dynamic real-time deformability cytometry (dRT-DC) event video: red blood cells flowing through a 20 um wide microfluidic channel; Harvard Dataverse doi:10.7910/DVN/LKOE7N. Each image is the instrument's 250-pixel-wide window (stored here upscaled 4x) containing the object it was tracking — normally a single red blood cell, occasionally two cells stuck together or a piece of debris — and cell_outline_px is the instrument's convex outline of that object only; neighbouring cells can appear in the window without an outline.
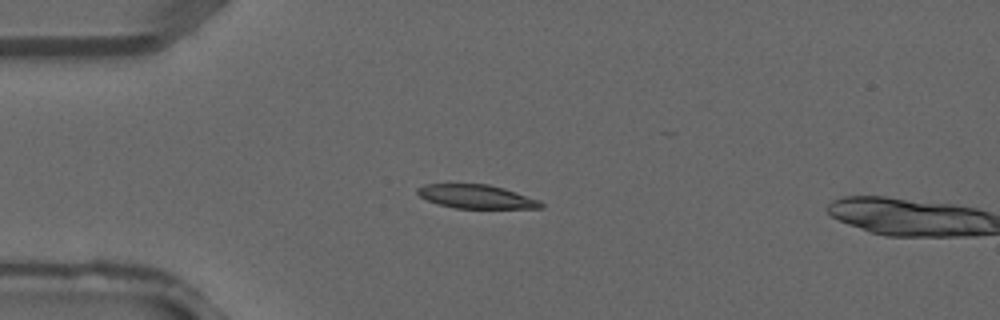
{"species": "common noctule bat (a hibernating species)", "species_latin": "Nyctalus noctula", "temperature_condition": "warm", "stored_images_in_passage": 3, "camera_frame_rate_fps": 3000, "um_per_image_px": 0.085, "animal": {"sex": "male", "forearm_length_mm": 52.5}, "frame": {"image": 1, "passage_image": 2, "time_ms": 0.333, "image_size_px": [1000, 320], "cell_outline_px": [[544, 208], [456, 208], [436, 204], [420, 196], [416, 192], [416, 188], [424, 184], [488, 184], [504, 188], [540, 200], [544, 204]], "centroid_in_image_um": [40.49, 16.71], "position_along_channel_um": 44.5, "area_um2": 17.11}}